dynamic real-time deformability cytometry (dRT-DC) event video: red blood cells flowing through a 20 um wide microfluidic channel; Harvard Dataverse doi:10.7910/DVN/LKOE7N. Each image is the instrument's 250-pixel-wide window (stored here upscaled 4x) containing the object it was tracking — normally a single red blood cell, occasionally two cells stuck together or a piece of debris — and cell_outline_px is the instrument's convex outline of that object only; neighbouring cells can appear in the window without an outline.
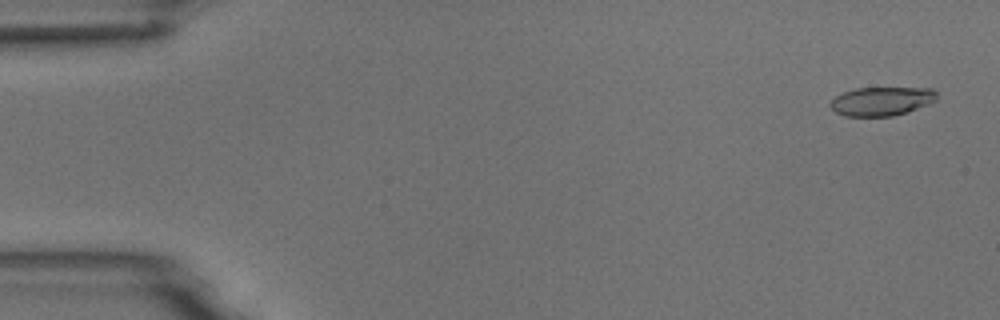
{"species": "common noctule bat (a hibernating species)", "species_latin": "Nyctalus noctula", "temperature_condition": "room temperature", "stored_images_in_passage": 4, "camera_frame_rate_fps": 3000, "um_per_image_px": 0.085, "animal": {"sex": "male", "body_mass_g": 18.8}, "frame": {"image": 1, "passage_image": 1, "time_ms": 0.0, "image_size_px": [1000, 320], "cell_outline_px": [[936, 96], [932, 100], [916, 108], [892, 116], [844, 116], [836, 112], [828, 104], [836, 96], [844, 92], [856, 88], [932, 88], [936, 92]], "centroid_in_image_um": [74.85, 8.6], "position_along_channel_um": 10.1, "area_um2": 17.4}}